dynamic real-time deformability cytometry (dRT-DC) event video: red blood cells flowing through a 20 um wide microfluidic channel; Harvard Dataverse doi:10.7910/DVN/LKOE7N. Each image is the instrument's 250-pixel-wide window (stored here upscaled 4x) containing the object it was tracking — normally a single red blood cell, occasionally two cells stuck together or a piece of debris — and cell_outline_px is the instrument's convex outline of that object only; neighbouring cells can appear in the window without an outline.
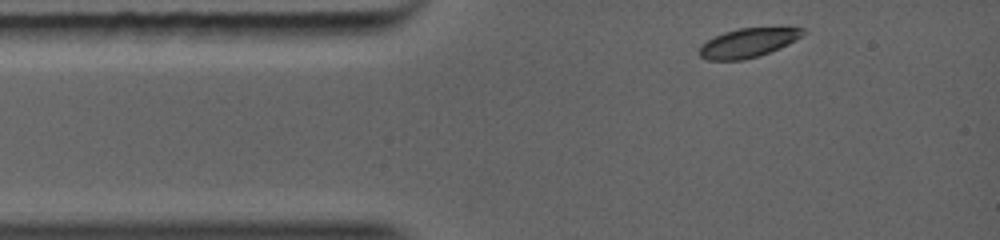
{"species": "common noctule bat (a hibernating species)", "species_latin": "Nyctalus noctula", "temperature_condition": "warm", "stored_images_in_passage": 50, "camera_frame_rate_fps": 5000, "um_per_image_px": 0.085, "animal": {"sex": "female", "body_mass_g": 19.0, "forearm_length_mm": 56.7}, "frame": {"image": 1, "passage_image": 1, "time_ms": 0.0, "image_size_px": [1000, 240], "cell_outline_px": [[808, 32], [796, 40], [780, 48], [744, 60], [708, 60], [700, 56], [696, 52], [700, 44], [724, 32], [740, 28], [784, 24], [804, 28]], "centroid_in_image_um": [63.67, 3.58], "position_along_channel_um": 21.3, "area_um2": 18.44}}
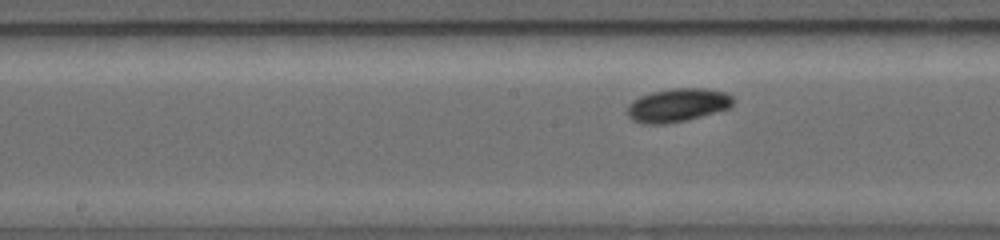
{"frame": {"image": 2, "passage_image": 23, "time_ms": 4.2, "image_size_px": [1000, 240], "cell_outline_px": [[732, 104], [728, 108], [700, 116], [668, 124], [644, 124], [632, 120], [624, 112], [628, 104], [632, 100], [640, 96], [652, 92], [672, 88], [704, 88], [724, 92], [732, 96]], "centroid_in_image_um": [57.5, 8.94], "position_along_channel_um": 190.7, "area_um2": 20.58}}
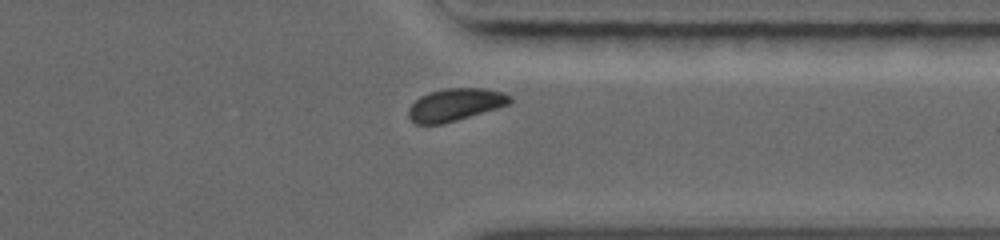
{"frame": {"image": 3, "passage_image": 43, "time_ms": 8.0, "image_size_px": [1000, 240], "cell_outline_px": [[512, 100], [508, 104], [496, 108], [456, 120], [440, 124], [416, 124], [408, 116], [408, 108], [420, 96], [428, 92], [448, 88], [484, 88], [504, 92], [512, 96]], "centroid_in_image_um": [38.69, 8.88], "position_along_channel_um": 372.7, "area_um2": 19.02}}